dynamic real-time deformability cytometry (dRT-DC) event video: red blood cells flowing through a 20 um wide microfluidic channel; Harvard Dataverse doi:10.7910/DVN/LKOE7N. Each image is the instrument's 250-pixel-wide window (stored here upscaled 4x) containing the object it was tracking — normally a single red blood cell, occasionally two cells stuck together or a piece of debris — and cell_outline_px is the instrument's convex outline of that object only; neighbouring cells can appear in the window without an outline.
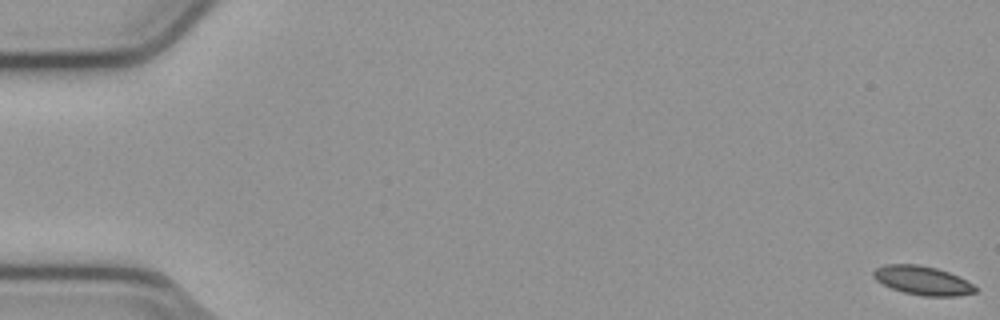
{"species": "common noctule bat (a hibernating species)", "species_latin": "Nyctalus noctula", "temperature_condition": "cold", "stored_images_in_passage": 56, "camera_frame_rate_fps": 3000, "um_per_image_px": 0.085, "animal": {"sex": "male", "body_mass_g": 23.1, "forearm_length_mm": 52.7}, "frame": {"image": 1, "passage_image": 1, "time_ms": 0.0, "image_size_px": [1000, 320], "cell_outline_px": [[976, 292], [956, 296], [924, 296], [904, 292], [892, 288], [876, 280], [872, 276], [872, 272], [876, 268], [884, 264], [920, 264], [936, 268], [948, 272], [972, 284], [976, 288]], "centroid_in_image_um": [78.37, 23.83], "position_along_channel_um": 6.6, "area_um2": 16.94}}
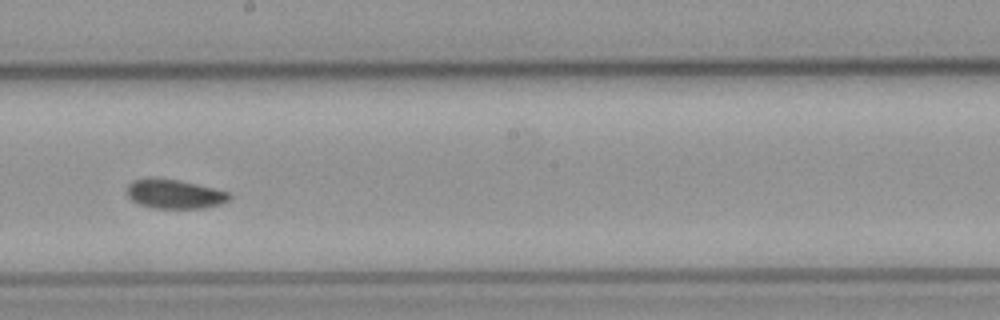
{"frame": {"image": 2, "passage_image": 32, "time_ms": 10.333, "image_size_px": [1000, 320], "cell_outline_px": [[232, 196], [228, 200], [220, 204], [204, 208], [152, 208], [140, 204], [132, 200], [128, 196], [128, 184], [132, 180], [176, 180], [196, 184], [232, 192]], "centroid_in_image_um": [14.91, 16.52], "position_along_channel_um": 233.3, "area_um2": 16.94}}
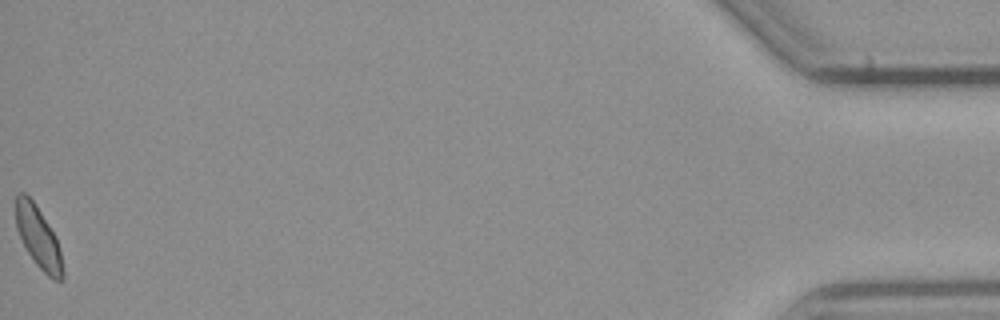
{"frame": {"image": 3, "passage_image": 56, "time_ms": 18.333, "image_size_px": [1000, 320], "cell_outline_px": [[64, 276], [60, 280], [52, 280], [36, 264], [28, 252], [16, 228], [16, 192], [24, 192], [36, 204], [56, 236], [60, 248], [64, 268]], "centroid_in_image_um": [3.28, 20.17], "position_along_channel_um": 431.9, "area_um2": 16.88}, "authors_computed_cell_mechanics": {"area_um2": 17.4556, "velocity_mm_per_s": 3.7793, "shape_relaxation_time_tau1_ms": 8.1098, "shape_relaxation_time_tau2_ms": null, "deformation_change_tau1": 0.0799, "deformation_change_tau2": null}}